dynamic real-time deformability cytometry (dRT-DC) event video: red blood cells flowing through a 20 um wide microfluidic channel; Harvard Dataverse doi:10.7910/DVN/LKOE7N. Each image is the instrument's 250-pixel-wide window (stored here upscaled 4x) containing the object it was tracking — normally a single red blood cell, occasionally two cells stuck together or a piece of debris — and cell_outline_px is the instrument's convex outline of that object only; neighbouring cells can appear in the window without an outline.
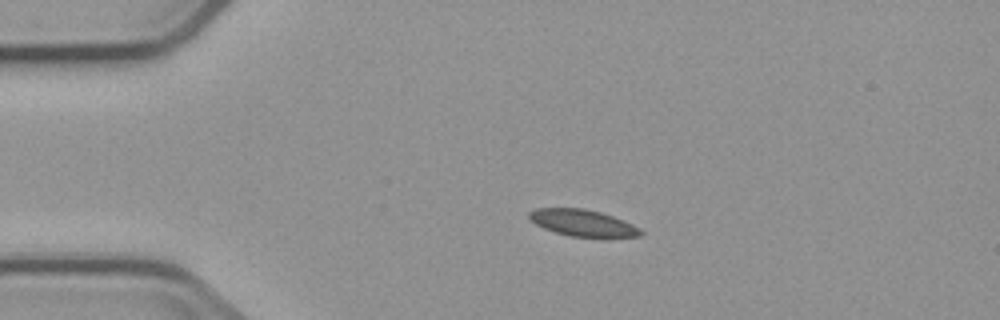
{"species": "common noctule bat (a hibernating species)", "species_latin": "Nyctalus noctula", "temperature_condition": "cold", "stored_images_in_passage": 4, "camera_frame_rate_fps": 3000, "um_per_image_px": 0.085, "animal": {"sex": "male", "body_mass_g": 23.1, "forearm_length_mm": 52.7}, "frame": {"image": 1, "passage_image": 3, "time_ms": 2.333, "image_size_px": [1000, 320], "cell_outline_px": [[644, 232], [640, 236], [568, 236], [544, 228], [528, 220], [528, 212], [536, 208], [584, 208], [600, 212], [624, 220], [640, 228]], "centroid_in_image_um": [49.48, 18.93], "position_along_channel_um": 35.5, "area_um2": 17.11}}